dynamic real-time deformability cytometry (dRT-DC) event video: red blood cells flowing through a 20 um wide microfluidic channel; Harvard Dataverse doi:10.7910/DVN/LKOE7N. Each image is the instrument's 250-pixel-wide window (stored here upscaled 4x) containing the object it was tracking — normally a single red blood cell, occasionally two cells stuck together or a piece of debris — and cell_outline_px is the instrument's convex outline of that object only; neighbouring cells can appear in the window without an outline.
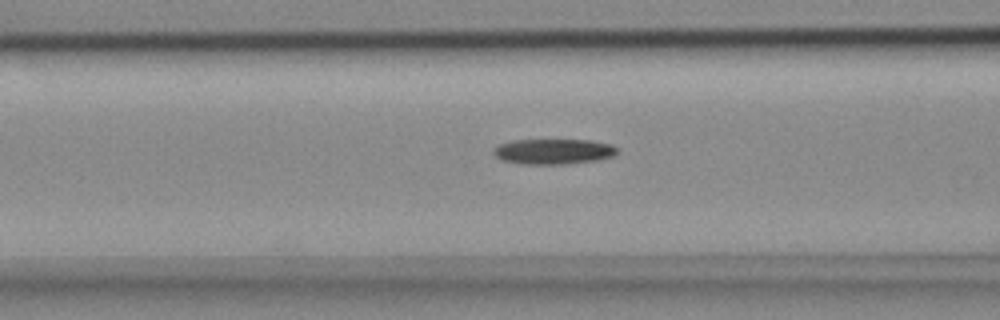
{"species": "common noctule bat (a hibernating species)", "species_latin": "Nyctalus noctula", "temperature_condition": "cold", "stored_images_in_passage": 53, "camera_frame_rate_fps": 3000, "um_per_image_px": 0.085, "animal": {"sex": "female", "body_mass_g": 18.4}, "frame": {"image": 1, "passage_image": 20, "time_ms": 6.333, "image_size_px": [1000, 320], "cell_outline_px": [[616, 152], [608, 156], [584, 160], [508, 160], [500, 156], [496, 152], [496, 148], [504, 144], [524, 140], [580, 140], [604, 144], [616, 148]], "centroid_in_image_um": [47.1, 12.77], "position_along_channel_um": 119.5, "area_um2": 14.85}}
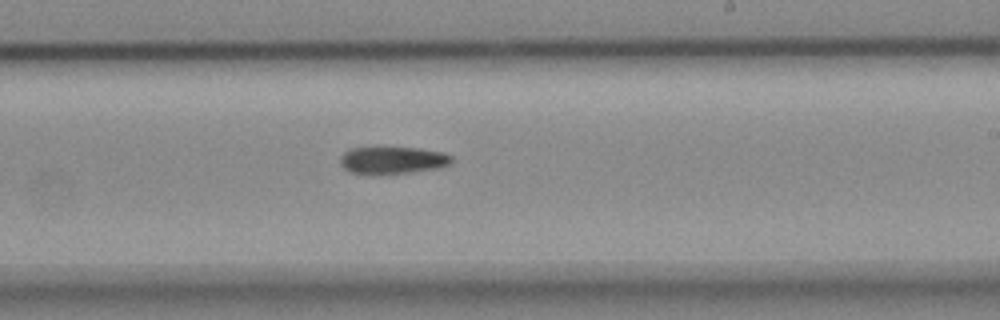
{"frame": {"image": 2, "passage_image": 31, "time_ms": 10.0, "image_size_px": [1000, 320], "cell_outline_px": [[448, 160], [444, 164], [424, 168], [396, 172], [356, 172], [348, 168], [344, 164], [344, 156], [348, 152], [360, 148], [408, 148], [436, 152], [448, 156]], "centroid_in_image_um": [33.3, 13.57], "position_along_channel_um": 255.7, "area_um2": 14.91}}
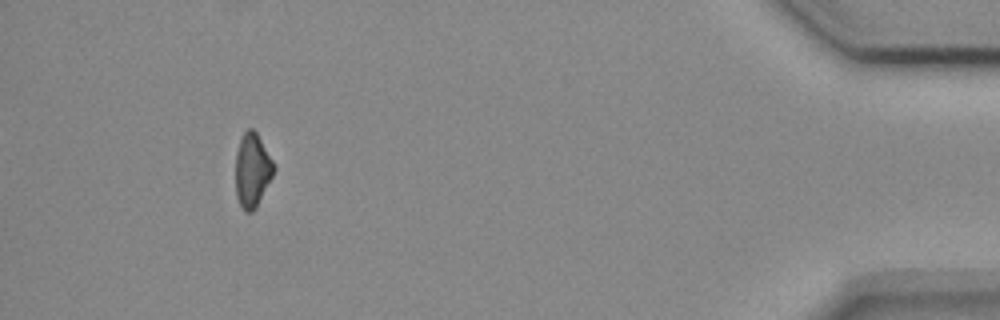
{"frame": {"image": 3, "passage_image": 49, "time_ms": 16.0, "image_size_px": [1000, 320], "cell_outline_px": [[272, 176], [256, 204], [248, 212], [240, 204], [236, 192], [236, 156], [240, 140], [244, 132], [248, 128], [252, 128], [256, 132], [272, 160]], "centroid_in_image_um": [21.41, 14.39], "position_along_channel_um": 413.8, "area_um2": 15.43}}